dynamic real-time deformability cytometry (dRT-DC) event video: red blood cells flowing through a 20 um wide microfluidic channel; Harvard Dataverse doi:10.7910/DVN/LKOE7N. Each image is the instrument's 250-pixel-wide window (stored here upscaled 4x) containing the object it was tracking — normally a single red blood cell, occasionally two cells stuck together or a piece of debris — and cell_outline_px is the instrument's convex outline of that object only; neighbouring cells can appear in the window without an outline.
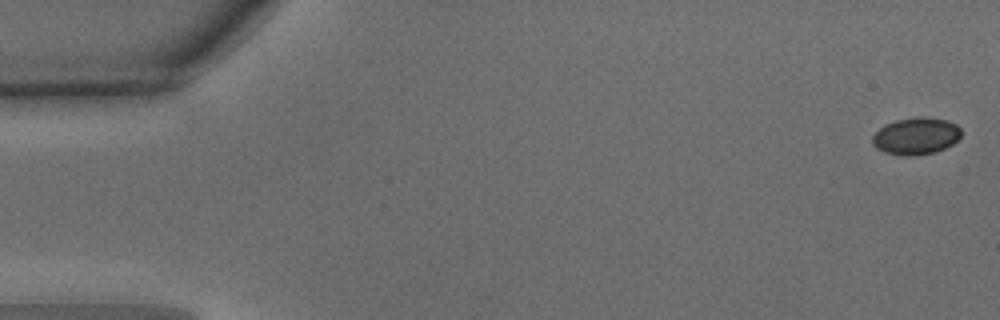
{"species": "common noctule bat (a hibernating species)", "species_latin": "Nyctalus noctula", "temperature_condition": "warm", "stored_images_in_passage": 16, "camera_frame_rate_fps": 3000, "um_per_image_px": 0.085, "animal": {"sex": "male", "body_mass_g": 15.6}, "frame": {"image": 1, "passage_image": 1, "time_ms": 0.0, "image_size_px": [1000, 320], "cell_outline_px": [[960, 136], [952, 144], [944, 148], [932, 152], [912, 156], [900, 156], [884, 152], [876, 148], [872, 144], [872, 136], [884, 124], [896, 120], [920, 116], [924, 116], [948, 120], [956, 124], [960, 128]], "centroid_in_image_um": [77.83, 11.56], "position_along_channel_um": 7.2, "area_um2": 19.19}}
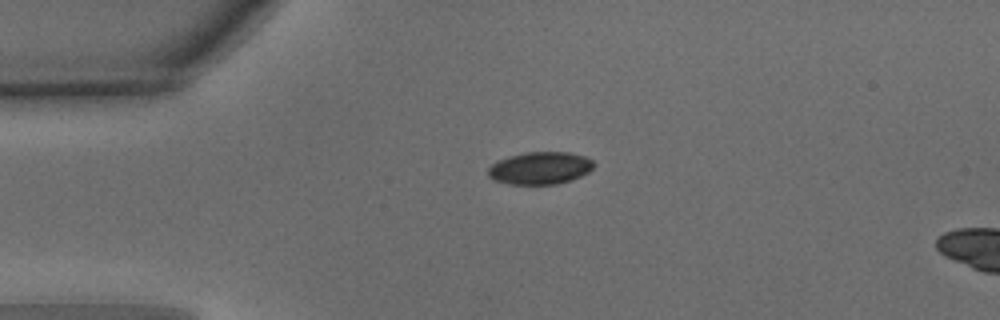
{"frame": {"image": 2, "passage_image": 12, "time_ms": 3.667, "image_size_px": [1000, 320], "cell_outline_px": [[596, 164], [588, 172], [572, 180], [556, 184], [508, 184], [492, 180], [488, 176], [488, 168], [492, 164], [508, 156], [528, 152], [568, 152], [584, 156], [592, 160]], "centroid_in_image_um": [45.9, 14.29], "position_along_channel_um": 39.1, "area_um2": 20.0}}